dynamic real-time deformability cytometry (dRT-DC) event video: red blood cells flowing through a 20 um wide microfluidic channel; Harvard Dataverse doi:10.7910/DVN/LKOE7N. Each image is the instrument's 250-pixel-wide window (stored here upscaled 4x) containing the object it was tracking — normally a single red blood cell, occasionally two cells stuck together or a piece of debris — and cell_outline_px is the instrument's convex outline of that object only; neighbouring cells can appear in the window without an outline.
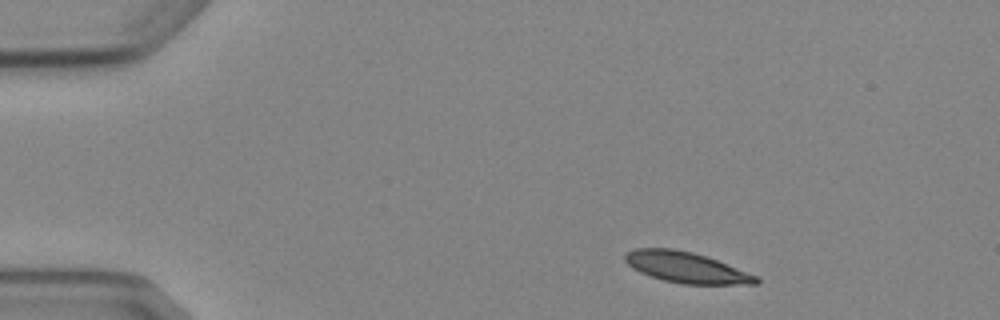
{"species": "Egyptian fruit bat (a non-hibernating species)", "species_latin": "Rousettus aegyptiacus", "temperature_condition": "cold", "stored_images_in_passage": 4, "camera_frame_rate_fps": 3000, "um_per_image_px": 0.085, "animal": {"sex": "female"}, "frame": {"image": 1, "passage_image": 1, "time_ms": 0.0, "image_size_px": [1000, 320], "cell_outline_px": [[760, 280], [756, 284], [684, 284], [664, 280], [640, 272], [632, 268], [624, 260], [624, 252], [636, 248], [672, 248], [692, 252], [708, 256], [756, 276]], "centroid_in_image_um": [58.28, 22.71], "position_along_channel_um": 26.7, "area_um2": 23.41}}
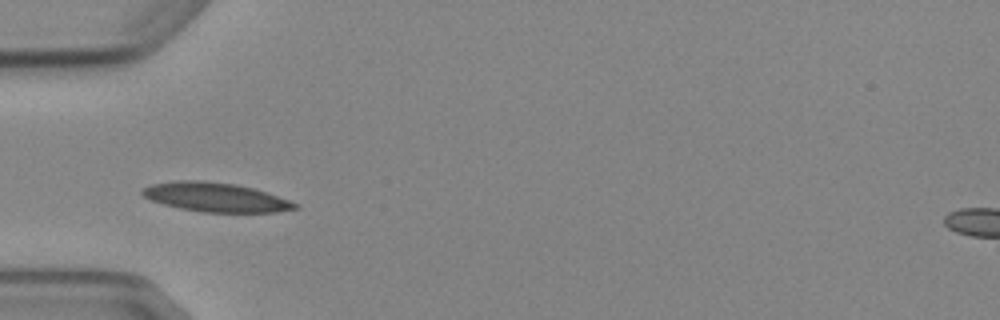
{"frame": {"image": 2, "passage_image": 3, "time_ms": 3.0, "image_size_px": [1000, 320], "cell_outline_px": [[300, 208], [276, 212], [200, 212], [180, 208], [164, 204], [152, 200], [144, 196], [140, 192], [140, 188], [152, 184], [172, 180], [204, 180], [236, 184], [252, 188], [300, 204]], "centroid_in_image_um": [18.29, 16.75], "position_along_channel_um": 66.7, "area_um2": 25.95}}
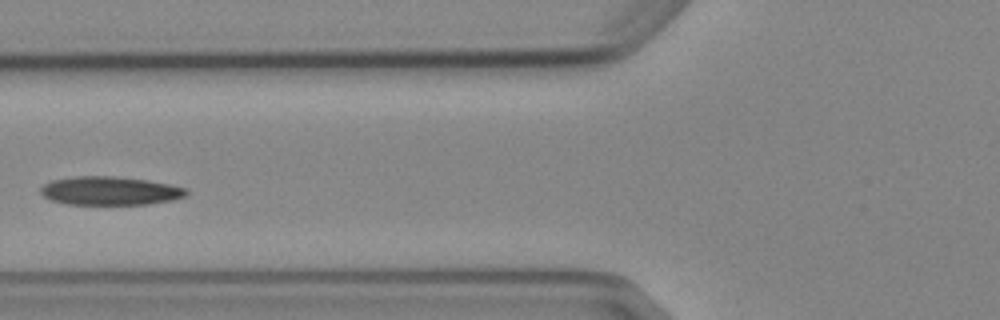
{"frame": {"image": 3, "passage_image": 4, "time_ms": 4.333, "image_size_px": [1000, 320], "cell_outline_px": [[188, 192], [184, 196], [172, 200], [148, 204], [68, 204], [52, 200], [44, 196], [40, 192], [40, 188], [44, 184], [52, 180], [76, 176], [116, 176], [148, 180], [172, 184], [188, 188]], "centroid_in_image_um": [9.38, 16.21], "position_along_channel_um": 116.4, "area_um2": 24.28}}